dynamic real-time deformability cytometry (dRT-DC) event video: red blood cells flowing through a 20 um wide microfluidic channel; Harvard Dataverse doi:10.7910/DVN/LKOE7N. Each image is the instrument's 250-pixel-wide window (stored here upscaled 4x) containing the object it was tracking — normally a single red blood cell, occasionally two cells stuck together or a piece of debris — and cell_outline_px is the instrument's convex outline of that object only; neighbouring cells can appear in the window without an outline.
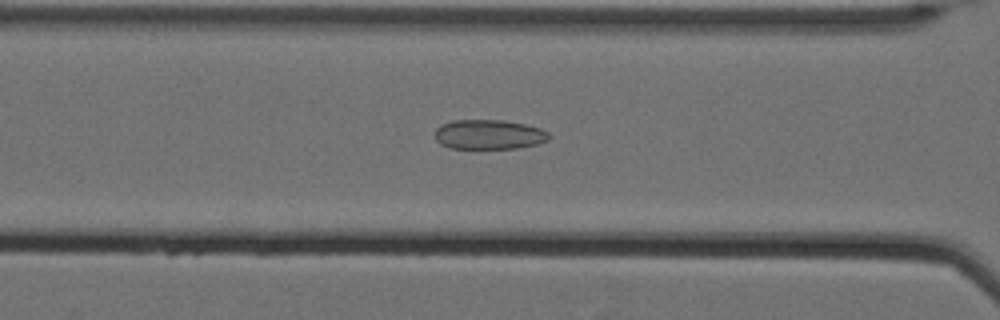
{"species": "Egyptian fruit bat (a non-hibernating species)", "species_latin": "Rousettus aegyptiacus", "temperature_condition": "cold", "stored_images_in_passage": 50, "camera_frame_rate_fps": 3000, "um_per_image_px": 0.085, "animal": {"sex": "female"}, "frame": {"image": 1, "passage_image": 25, "time_ms": 8.0, "image_size_px": [1000, 320], "cell_outline_px": [[552, 136], [548, 140], [536, 144], [520, 148], [448, 148], [440, 144], [436, 140], [436, 128], [440, 124], [452, 120], [504, 120], [524, 124], [540, 128], [548, 132]], "centroid_in_image_um": [41.56, 11.43], "position_along_channel_um": 125.0, "area_um2": 19.83}}
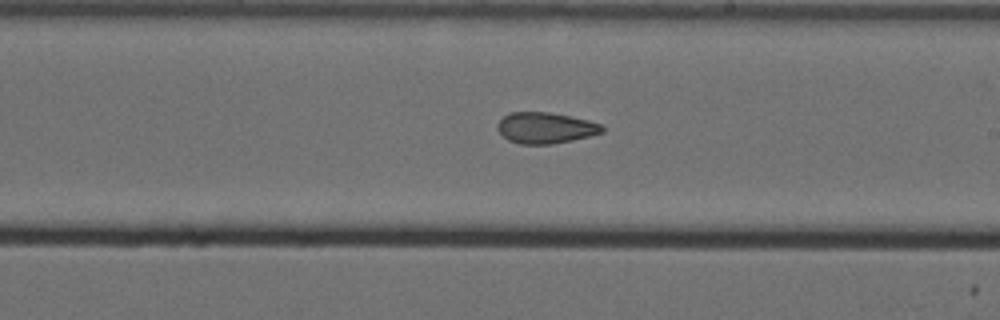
{"frame": {"image": 2, "passage_image": 35, "time_ms": 11.333, "image_size_px": [1000, 320], "cell_outline_px": [[604, 132], [572, 140], [552, 144], [520, 144], [508, 140], [496, 128], [496, 124], [504, 116], [512, 112], [548, 112], [588, 120], [604, 124]], "centroid_in_image_um": [46.37, 10.87], "position_along_channel_um": 242.6, "area_um2": 18.9}}
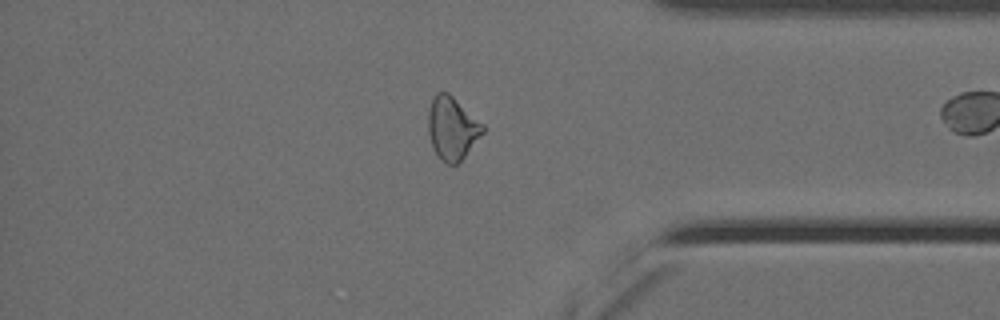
{"frame": {"image": 3, "passage_image": 49, "time_ms": 16.0, "image_size_px": [1000, 320], "cell_outline_px": [[484, 132], [464, 156], [456, 164], [448, 164], [432, 148], [428, 132], [428, 112], [432, 100], [436, 92], [448, 92], [484, 124]], "centroid_in_image_um": [38.43, 10.87], "position_along_channel_um": 396.8, "area_um2": 19.71}, "authors_computed_cell_mechanics": {"area_um2": 20.1144, "velocity_mm_per_s": 3.5116, "shape_relaxation_time_tau1_ms": null, "shape_relaxation_time_tau2_ms": 3.4134, "deformation_change_tau1": null, "deformation_change_tau2": 0.1067}}